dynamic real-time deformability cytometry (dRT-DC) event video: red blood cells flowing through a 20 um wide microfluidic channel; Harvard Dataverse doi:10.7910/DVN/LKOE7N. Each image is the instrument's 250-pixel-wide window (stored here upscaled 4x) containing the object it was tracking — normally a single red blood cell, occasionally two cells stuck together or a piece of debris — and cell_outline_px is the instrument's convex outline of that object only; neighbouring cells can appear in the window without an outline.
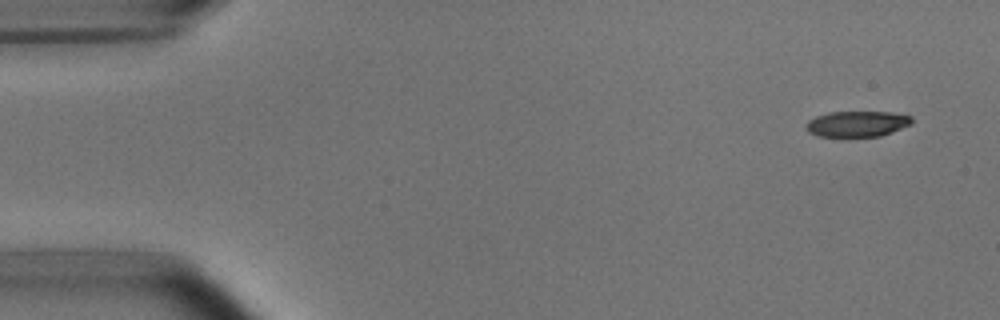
{"species": "common noctule bat (a hibernating species)", "species_latin": "Nyctalus noctula", "temperature_condition": "room temperature", "stored_images_in_passage": 9, "camera_frame_rate_fps": 3000, "um_per_image_px": 0.085, "animal": {"sex": "male", "body_mass_g": 15.6}, "frame": {"image": 1, "passage_image": 1, "time_ms": 0.0, "image_size_px": [1000, 320], "cell_outline_px": [[912, 124], [892, 132], [880, 136], [816, 136], [808, 132], [804, 124], [808, 120], [816, 116], [828, 112], [892, 112], [912, 116]], "centroid_in_image_um": [72.84, 10.52], "position_along_channel_um": 12.2, "area_um2": 15.95}}
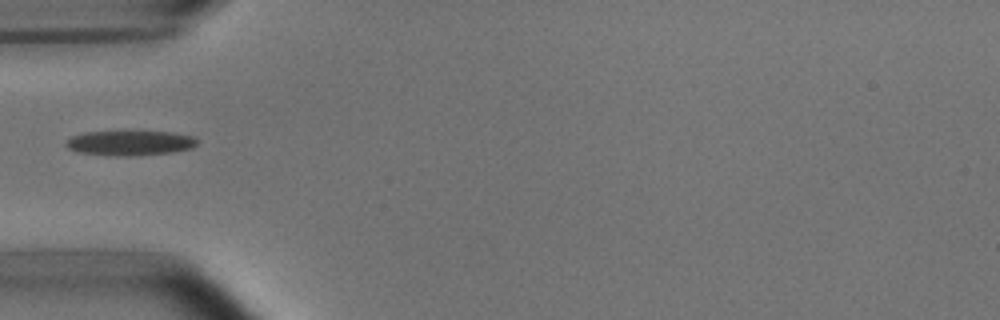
{"frame": {"image": 2, "passage_image": 5, "time_ms": 4.667, "image_size_px": [1000, 320], "cell_outline_px": [[196, 144], [192, 148], [172, 152], [128, 156], [108, 156], [76, 152], [68, 148], [64, 144], [72, 136], [84, 132], [172, 132], [196, 136]], "centroid_in_image_um": [11.03, 12.16], "position_along_channel_um": 74.0, "area_um2": 19.02}}
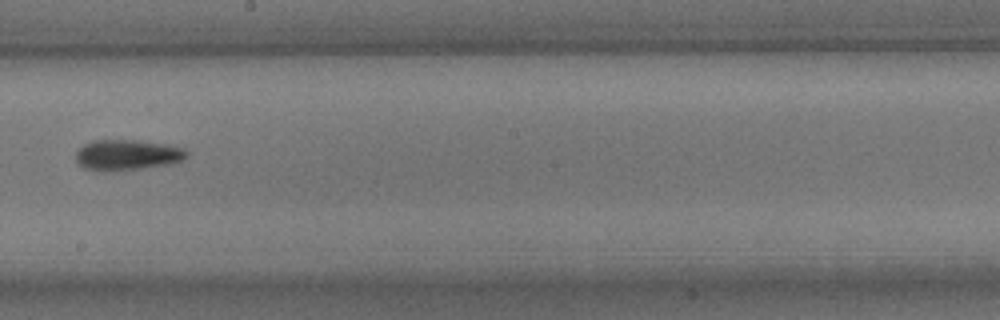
{"frame": {"image": 3, "passage_image": 9, "time_ms": 9.0, "image_size_px": [1000, 320], "cell_outline_px": [[188, 156], [172, 164], [144, 168], [84, 168], [76, 164], [76, 152], [84, 144], [92, 140], [132, 140], [168, 144], [184, 148], [188, 152]], "centroid_in_image_um": [10.86, 13.12], "position_along_channel_um": 237.3, "area_um2": 19.13}}